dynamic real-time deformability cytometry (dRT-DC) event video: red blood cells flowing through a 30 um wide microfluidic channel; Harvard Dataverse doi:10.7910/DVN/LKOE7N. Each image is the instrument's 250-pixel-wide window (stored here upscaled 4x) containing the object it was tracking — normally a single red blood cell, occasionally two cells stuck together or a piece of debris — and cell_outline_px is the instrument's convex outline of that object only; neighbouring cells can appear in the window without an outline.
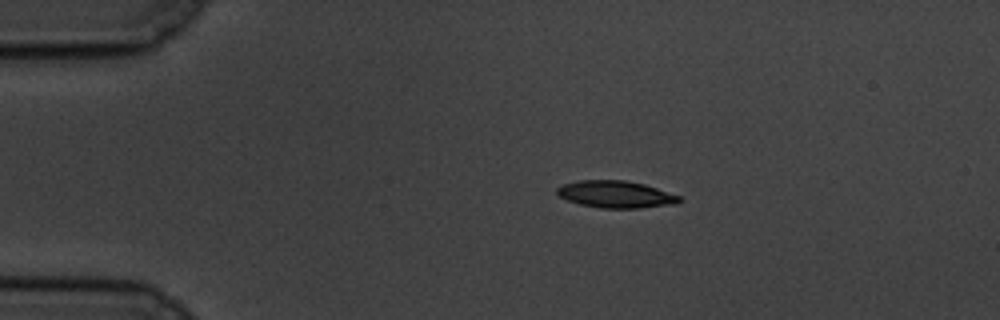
{"species": "common noctule bat (a hibernating species)", "species_latin": "Nyctalus noctula", "temperature_condition": "cold", "stored_images_in_passage": 48, "camera_frame_rate_fps": 3000, "um_per_image_px": 0.085, "animal": {"sex": "male", "body_mass_g": 19.5, "forearm_length_mm": 54.6}, "frame": {"image": 1, "passage_image": 1, "time_ms": 0.0, "image_size_px": [1000, 320], "cell_outline_px": [[680, 200], [676, 204], [640, 208], [600, 208], [580, 204], [568, 200], [560, 196], [556, 192], [556, 188], [560, 184], [580, 180], [624, 180], [644, 184], [680, 196]], "centroid_in_image_um": [52.31, 16.51], "position_along_channel_um": 32.7, "area_um2": 19.25}}
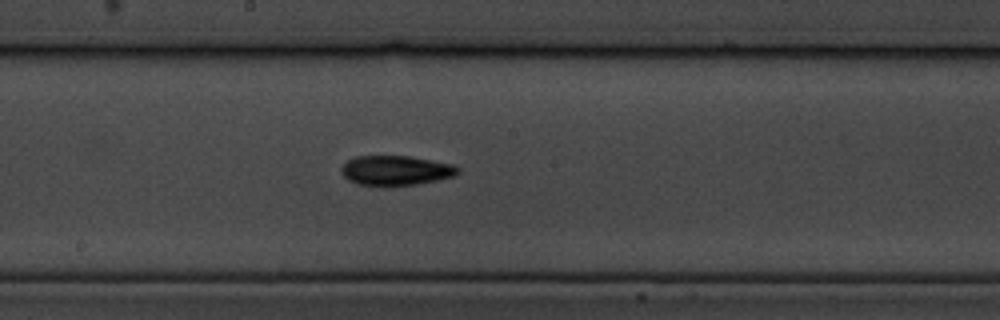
{"frame": {"image": 2, "passage_image": 21, "time_ms": 6.667, "image_size_px": [1000, 320], "cell_outline_px": [[460, 172], [456, 176], [416, 184], [384, 188], [356, 184], [348, 180], [340, 172], [340, 168], [348, 160], [356, 156], [408, 156], [432, 160], [452, 164], [460, 168]], "centroid_in_image_um": [33.62, 14.52], "position_along_channel_um": 214.6, "area_um2": 20.75}}
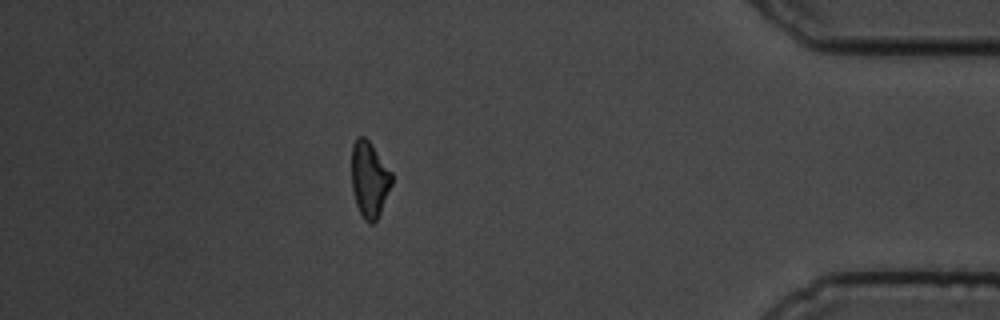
{"frame": {"image": 3, "passage_image": 41, "time_ms": 13.333, "image_size_px": [1000, 320], "cell_outline_px": [[392, 184], [380, 212], [376, 220], [372, 224], [368, 224], [364, 220], [356, 204], [352, 188], [352, 144], [356, 136], [364, 136], [372, 144], [392, 172]], "centroid_in_image_um": [31.39, 15.22], "position_along_channel_um": 403.8, "area_um2": 17.8}, "authors_computed_cell_mechanics": {"area_um2": 18.9873, "velocity_mm_per_s": 3.4532, "shape_relaxation_time_tau1_ms": 5.7754, "shape_relaxation_time_tau2_ms": null, "deformation_change_tau1": 0.1721, "deformation_change_tau2": null}}